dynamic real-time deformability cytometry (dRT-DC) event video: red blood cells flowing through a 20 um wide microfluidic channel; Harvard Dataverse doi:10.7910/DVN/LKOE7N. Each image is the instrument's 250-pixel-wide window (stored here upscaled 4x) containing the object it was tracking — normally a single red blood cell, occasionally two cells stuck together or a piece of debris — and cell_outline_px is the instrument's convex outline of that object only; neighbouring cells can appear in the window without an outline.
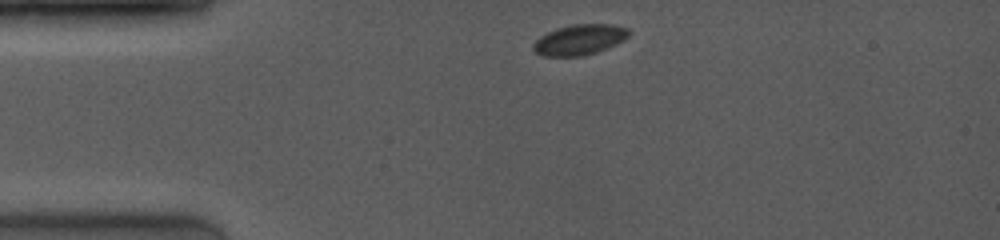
{"species": "common noctule bat (a hibernating species)", "species_latin": "Nyctalus noctula", "temperature_condition": "room temperature", "stored_images_in_passage": 26, "camera_frame_rate_fps": 4000, "um_per_image_px": 0.085, "animal": {"sex": "female", "body_mass_g": 19.0, "forearm_length_mm": 53.3}, "frame": {"image": 1, "passage_image": 1, "time_ms": 0.0, "image_size_px": [1000, 240], "cell_outline_px": [[628, 36], [624, 40], [616, 44], [596, 52], [580, 56], [544, 56], [536, 52], [532, 48], [532, 44], [540, 36], [556, 28], [572, 24], [612, 24], [628, 28]], "centroid_in_image_um": [49.24, 3.37], "position_along_channel_um": 35.8, "area_um2": 16.88}}
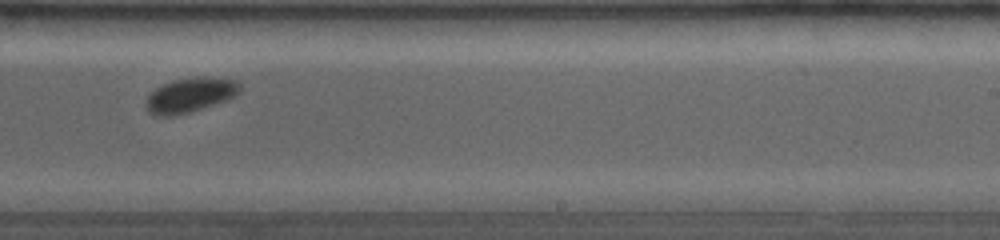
{"frame": {"image": 2, "passage_image": 16, "time_ms": 6.75, "image_size_px": [1000, 240], "cell_outline_px": [[240, 88], [236, 96], [228, 100], [192, 112], [172, 116], [156, 116], [148, 112], [144, 104], [148, 96], [156, 88], [172, 80], [196, 76], [212, 76], [236, 80], [240, 84]], "centroid_in_image_um": [16.18, 8.08], "position_along_channel_um": 272.8, "area_um2": 19.36}}
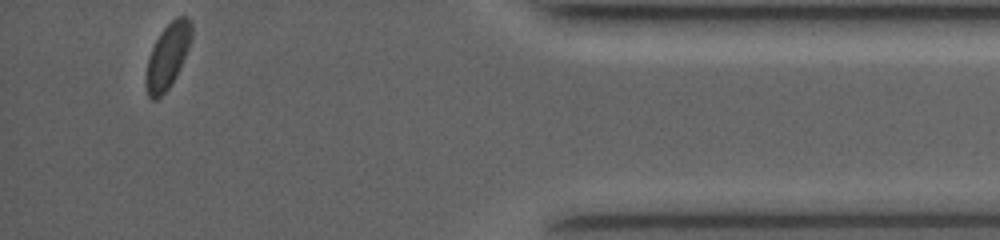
{"frame": {"image": 3, "passage_image": 26, "time_ms": 11.25, "image_size_px": [1000, 240], "cell_outline_px": [[192, 36], [188, 48], [180, 68], [176, 76], [168, 88], [156, 100], [152, 100], [148, 96], [144, 84], [144, 76], [148, 56], [160, 32], [176, 16], [188, 16], [192, 20]], "centroid_in_image_um": [14.23, 4.76], "position_along_channel_um": 421.0, "area_um2": 17.46}, "authors_computed_cell_mechanics": {"area_um2": 18.1203, "velocity_mm_per_s": 4.0692, "shape_relaxation_time_tau1_ms": 1.0157, "shape_relaxation_time_tau2_ms": null, "deformation_change_tau1": 0.0222, "deformation_change_tau2": null}}